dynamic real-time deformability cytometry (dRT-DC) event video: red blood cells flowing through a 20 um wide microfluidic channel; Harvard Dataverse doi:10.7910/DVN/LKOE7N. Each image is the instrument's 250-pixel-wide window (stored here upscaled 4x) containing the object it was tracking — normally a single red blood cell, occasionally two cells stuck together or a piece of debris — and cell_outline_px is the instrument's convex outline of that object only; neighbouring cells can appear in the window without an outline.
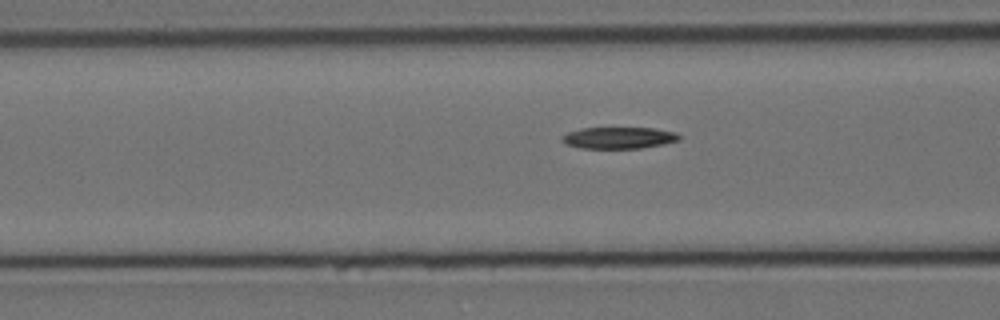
{"species": "Egyptian fruit bat (a non-hibernating species)", "species_latin": "Rousettus aegyptiacus", "temperature_condition": "cold", "stored_images_in_passage": 42, "camera_frame_rate_fps": 3000, "um_per_image_px": 0.085, "animal": {"sex": "female"}, "frame": {"image": 1, "passage_image": 19, "time_ms": 6.0, "image_size_px": [1000, 320], "cell_outline_px": [[680, 140], [664, 144], [640, 148], [580, 148], [564, 144], [560, 140], [560, 136], [568, 132], [580, 128], [656, 128], [676, 132], [680, 136]], "centroid_in_image_um": [52.56, 11.71], "position_along_channel_um": 114.0, "area_um2": 14.91}}
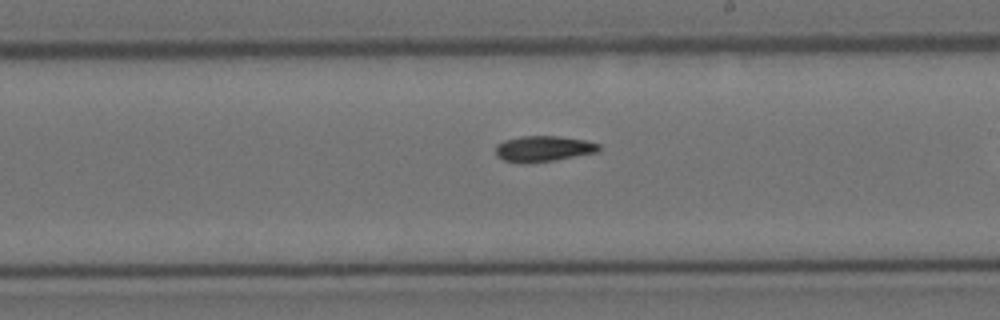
{"frame": {"image": 2, "passage_image": 30, "time_ms": 9.667, "image_size_px": [1000, 320], "cell_outline_px": [[600, 152], [556, 160], [524, 164], [520, 164], [504, 160], [496, 156], [496, 144], [504, 140], [520, 136], [556, 136], [584, 140], [600, 144]], "centroid_in_image_um": [46.18, 12.65], "position_along_channel_um": 242.8, "area_um2": 15.78}}
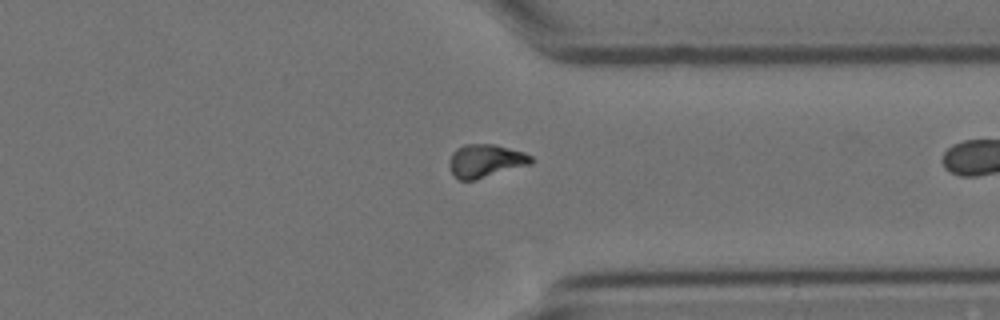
{"frame": {"image": 3, "passage_image": 41, "time_ms": 13.333, "image_size_px": [1000, 320], "cell_outline_px": [[536, 160], [532, 164], [476, 180], [460, 180], [448, 168], [448, 160], [452, 152], [456, 148], [464, 144], [492, 144], [524, 152], [532, 156]], "centroid_in_image_um": [41.28, 13.67], "position_along_channel_um": 370.1, "area_um2": 16.07}}